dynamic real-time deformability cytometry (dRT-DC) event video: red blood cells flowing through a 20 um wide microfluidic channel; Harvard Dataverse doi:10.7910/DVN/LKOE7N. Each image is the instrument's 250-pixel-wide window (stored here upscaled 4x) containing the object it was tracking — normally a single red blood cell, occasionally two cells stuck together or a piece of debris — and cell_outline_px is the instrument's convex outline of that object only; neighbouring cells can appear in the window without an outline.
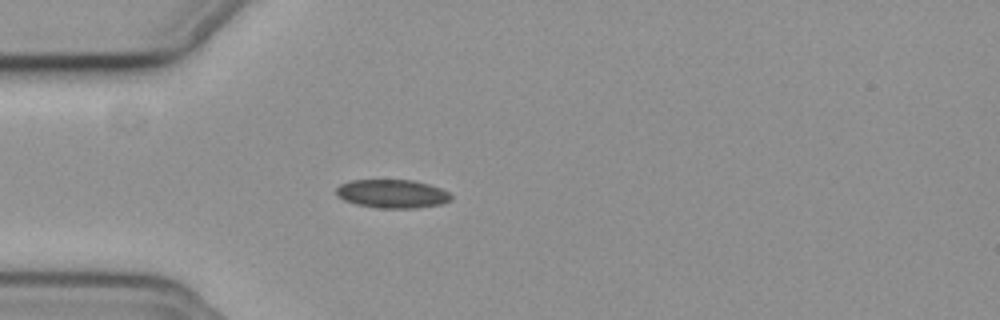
{"species": "common noctule bat (a hibernating species)", "species_latin": "Nyctalus noctula", "temperature_condition": "cold", "stored_images_in_passage": 41, "camera_frame_rate_fps": 3000, "um_per_image_px": 0.085, "animal": {"sex": "female", "body_mass_g": 19.3, "forearm_length_mm": 54.1}, "frame": {"image": 1, "passage_image": 1, "time_ms": 0.0, "image_size_px": [1000, 320], "cell_outline_px": [[452, 200], [440, 204], [416, 208], [376, 208], [356, 204], [344, 200], [336, 196], [336, 188], [340, 184], [352, 180], [412, 180], [428, 184], [440, 188], [448, 192], [452, 196]], "centroid_in_image_um": [33.32, 16.47], "position_along_channel_um": 51.7, "area_um2": 19.13}}
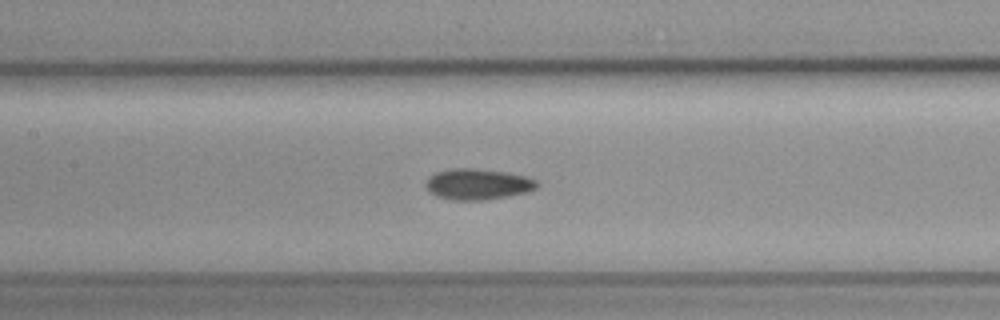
{"frame": {"image": 2, "passage_image": 11, "time_ms": 3.333, "image_size_px": [1000, 320], "cell_outline_px": [[540, 184], [536, 188], [528, 192], [508, 196], [484, 200], [452, 200], [436, 196], [428, 192], [424, 184], [428, 176], [436, 172], [452, 168], [472, 168], [504, 172], [524, 176], [536, 180]], "centroid_in_image_um": [40.57, 15.66], "position_along_channel_um": 166.8, "area_um2": 20.17}}
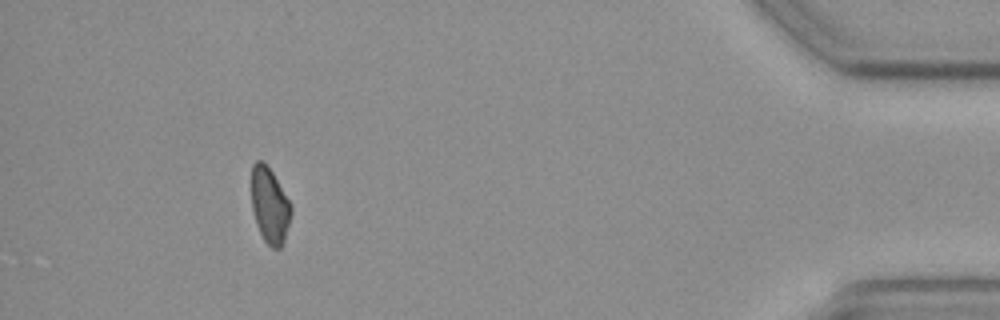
{"frame": {"image": 3, "passage_image": 36, "time_ms": 11.667, "image_size_px": [1000, 320], "cell_outline_px": [[292, 212], [284, 240], [280, 248], [272, 248], [264, 240], [256, 224], [252, 208], [252, 164], [256, 160], [264, 160], [272, 172], [292, 204]], "centroid_in_image_um": [22.93, 17.43], "position_along_channel_um": 412.3, "area_um2": 17.51}, "authors_computed_cell_mechanics": {"area_um2": 18.7272, "velocity_mm_per_s": 3.755, "shape_relaxation_time_tau1_ms": 5.4859, "shape_relaxation_time_tau2_ms": null, "deformation_change_tau1": 0.0591, "deformation_change_tau2": null}}